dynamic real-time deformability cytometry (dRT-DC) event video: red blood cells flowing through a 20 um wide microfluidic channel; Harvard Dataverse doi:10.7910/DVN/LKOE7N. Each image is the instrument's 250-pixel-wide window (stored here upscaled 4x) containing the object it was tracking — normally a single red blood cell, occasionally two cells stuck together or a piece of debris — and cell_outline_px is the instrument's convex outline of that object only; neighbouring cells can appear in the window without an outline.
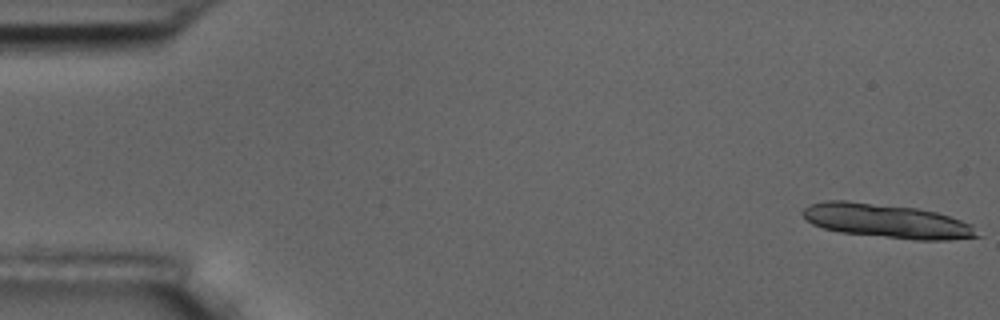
{"species": "common noctule bat (a hibernating species)", "species_latin": "Nyctalus noctula", "temperature_condition": "room temperature", "stored_images_in_passage": 7, "camera_frame_rate_fps": 3000, "um_per_image_px": 0.085, "animal": {"sex": "male", "body_mass_g": 17.5, "forearm_length_mm": 52.3}, "frame": {"image": 1, "passage_image": 1, "time_ms": 0.0, "image_size_px": [1000, 320], "cell_outline_px": [[980, 236], [948, 240], [916, 240], [840, 232], [824, 228], [812, 224], [800, 212], [804, 208], [812, 204], [824, 200], [844, 200], [916, 208], [936, 212], [972, 224]], "centroid_in_image_um": [75.37, 18.78], "position_along_channel_um": 9.6, "area_um2": 34.33}}